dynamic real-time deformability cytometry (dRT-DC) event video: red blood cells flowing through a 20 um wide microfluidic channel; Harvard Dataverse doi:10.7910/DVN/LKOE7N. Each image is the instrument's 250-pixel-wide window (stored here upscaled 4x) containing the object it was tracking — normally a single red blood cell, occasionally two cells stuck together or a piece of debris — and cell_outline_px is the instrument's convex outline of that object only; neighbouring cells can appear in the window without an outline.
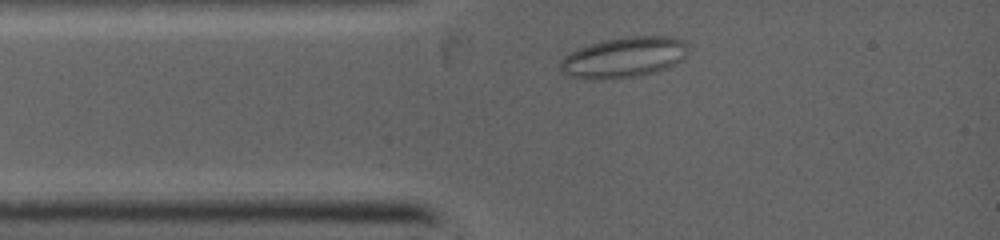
{"species": "common noctule bat (a hibernating species)", "species_latin": "Nyctalus noctula", "temperature_condition": "warm", "stored_images_in_passage": 56, "camera_frame_rate_fps": 5000, "um_per_image_px": 0.085, "animal": {"sex": "female", "body_mass_g": 19.0, "forearm_length_mm": 53.3}, "frame": {"image": 1, "passage_image": 1, "time_ms": 0.0, "image_size_px": [1000, 240], "cell_outline_px": [[684, 56], [680, 60], [664, 68], [640, 76], [612, 80], [600, 80], [568, 76], [560, 68], [560, 60], [564, 56], [588, 44], [604, 40], [628, 36], [676, 36], [684, 40]], "centroid_in_image_um": [52.97, 4.88], "position_along_channel_um": 32.0, "area_um2": 30.0}}
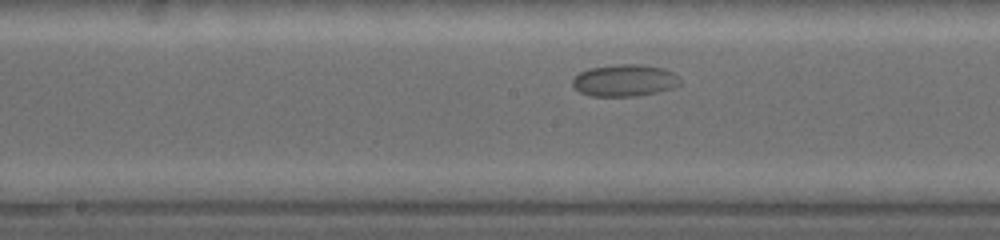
{"frame": {"image": 2, "passage_image": 30, "time_ms": 4.0, "image_size_px": [1000, 240], "cell_outline_px": [[680, 84], [672, 88], [656, 92], [636, 96], [592, 96], [580, 92], [572, 84], [572, 80], [580, 72], [588, 68], [616, 64], [640, 64], [664, 68], [680, 76]], "centroid_in_image_um": [53.1, 6.82], "position_along_channel_um": 195.1, "area_um2": 20.06}}
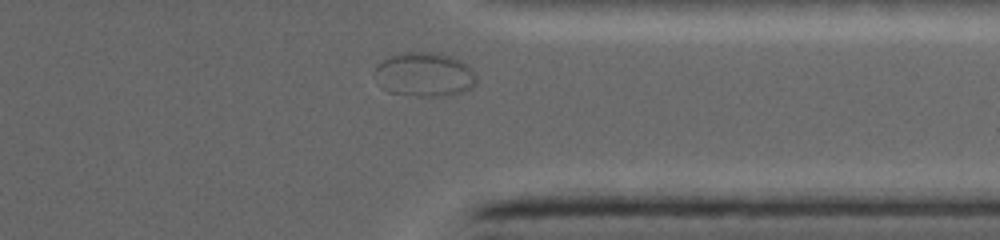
{"frame": {"image": 3, "passage_image": 51, "time_ms": 8.2, "image_size_px": [1000, 240], "cell_outline_px": [[476, 84], [460, 92], [444, 96], [416, 96], [388, 92], [372, 76], [372, 72], [376, 64], [392, 56], [404, 52], [440, 52], [452, 56], [468, 64], [476, 72]], "centroid_in_image_um": [36.07, 6.32], "position_along_channel_um": 375.3, "area_um2": 26.53}}